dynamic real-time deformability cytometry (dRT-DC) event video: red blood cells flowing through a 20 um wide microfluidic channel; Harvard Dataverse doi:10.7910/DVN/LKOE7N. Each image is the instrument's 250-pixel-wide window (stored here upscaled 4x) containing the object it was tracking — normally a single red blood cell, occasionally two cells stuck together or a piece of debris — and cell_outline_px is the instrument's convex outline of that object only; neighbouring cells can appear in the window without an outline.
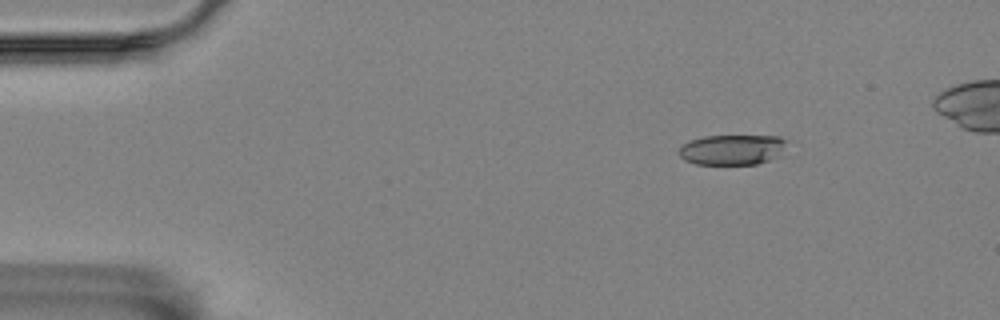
{"species": "Egyptian fruit bat (a non-hibernating species)", "species_latin": "Rousettus aegyptiacus", "temperature_condition": "room temperature", "stored_images_in_passage": 8, "camera_frame_rate_fps": 3000, "um_per_image_px": 0.085, "animal": {"sex": "female"}, "frame": {"image": 1, "passage_image": 2, "time_ms": 1.333, "image_size_px": [1000, 320], "cell_outline_px": [[788, 140], [780, 156], [756, 164], [696, 164], [684, 160], [680, 156], [680, 148], [688, 140], [704, 136], [780, 136]], "centroid_in_image_um": [62.26, 12.71], "position_along_channel_um": 22.7, "area_um2": 19.07}}
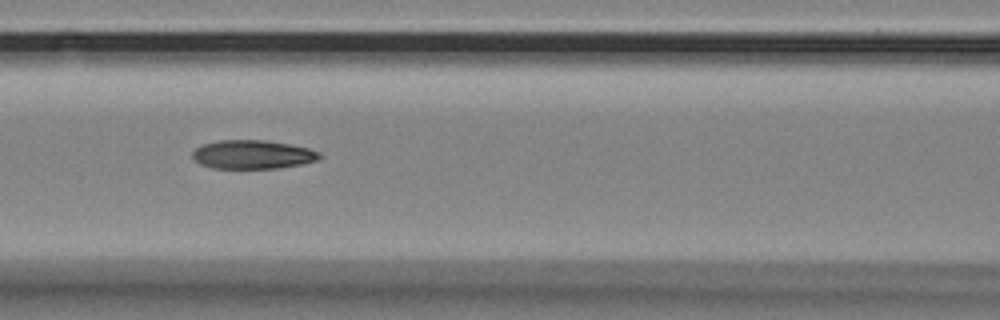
{"frame": {"image": 2, "passage_image": 7, "time_ms": 7.0, "image_size_px": [1000, 320], "cell_outline_px": [[324, 156], [316, 160], [300, 164], [276, 168], [212, 168], [200, 164], [192, 160], [192, 152], [200, 144], [220, 140], [264, 140], [288, 144], [308, 148], [320, 152]], "centroid_in_image_um": [21.43, 13.13], "position_along_channel_um": 145.2, "area_um2": 21.33}}
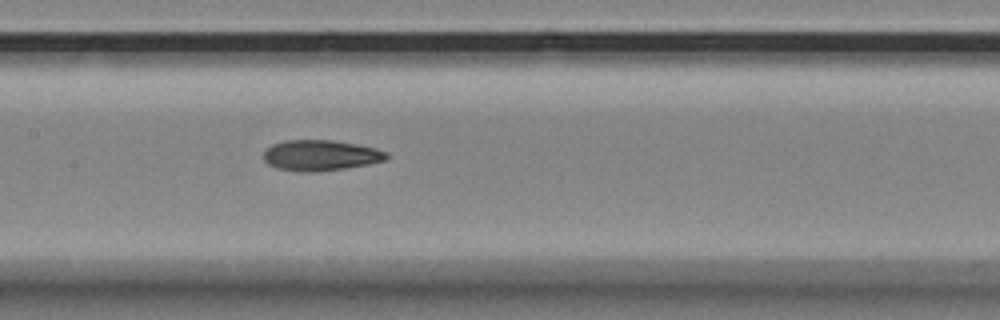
{"frame": {"image": 3, "passage_image": 8, "time_ms": 8.0, "image_size_px": [1000, 320], "cell_outline_px": [[388, 156], [384, 160], [368, 164], [344, 168], [312, 172], [300, 172], [276, 168], [268, 164], [264, 160], [264, 152], [272, 144], [284, 140], [332, 140], [356, 144], [376, 148], [384, 152]], "centroid_in_image_um": [27.2, 13.2], "position_along_channel_um": 180.2, "area_um2": 21.79}}